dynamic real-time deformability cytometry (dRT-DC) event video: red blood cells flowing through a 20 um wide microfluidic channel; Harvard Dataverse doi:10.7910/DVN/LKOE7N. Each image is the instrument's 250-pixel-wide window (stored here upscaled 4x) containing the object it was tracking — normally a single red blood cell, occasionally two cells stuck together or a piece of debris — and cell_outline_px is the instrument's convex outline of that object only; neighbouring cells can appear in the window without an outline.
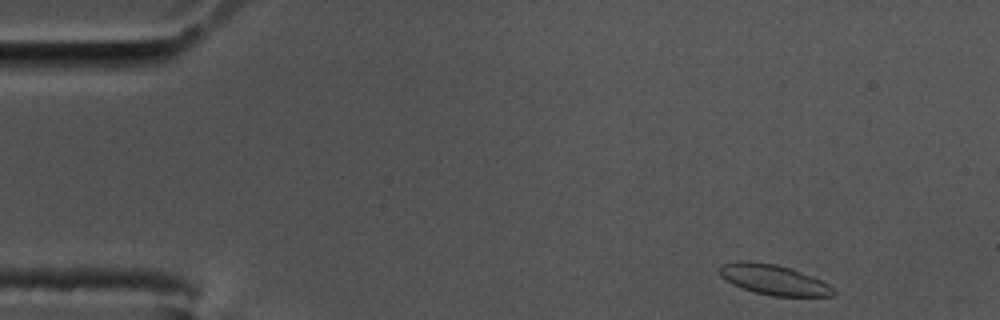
{"species": "common noctule bat (a hibernating species)", "species_latin": "Nyctalus noctula", "temperature_condition": "cold", "stored_images_in_passage": 53, "camera_frame_rate_fps": 3000, "um_per_image_px": 0.085, "animal": {"sex": "male", "body_mass_g": 17.5, "forearm_length_mm": 52.3}, "frame": {"image": 1, "passage_image": 1, "time_ms": 0.0, "image_size_px": [1000, 320], "cell_outline_px": [[836, 292], [832, 296], [772, 296], [756, 292], [732, 284], [720, 276], [720, 264], [736, 260], [748, 260], [776, 264], [792, 268], [812, 276], [836, 288]], "centroid_in_image_um": [65.76, 23.75], "position_along_channel_um": 19.2, "area_um2": 20.23}}
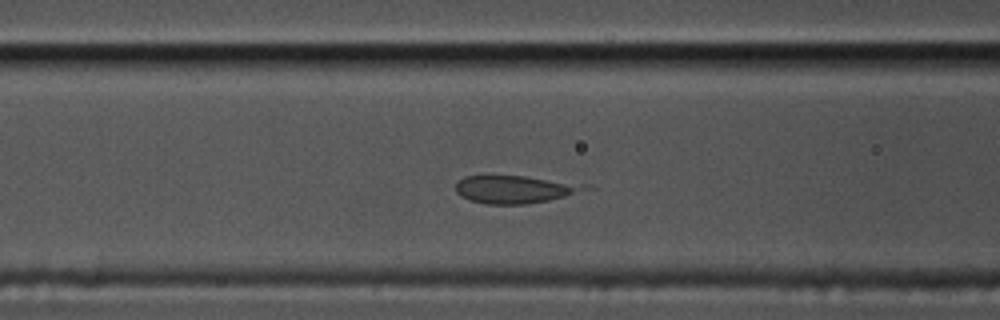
{"frame": {"image": 2, "passage_image": 18, "time_ms": 5.667, "image_size_px": [1000, 320], "cell_outline_px": [[596, 188], [548, 200], [524, 204], [484, 204], [468, 200], [460, 196], [456, 192], [456, 180], [464, 176], [524, 176], [588, 184]], "centroid_in_image_um": [43.77, 16.09], "position_along_channel_um": 122.8, "area_um2": 21.1}}
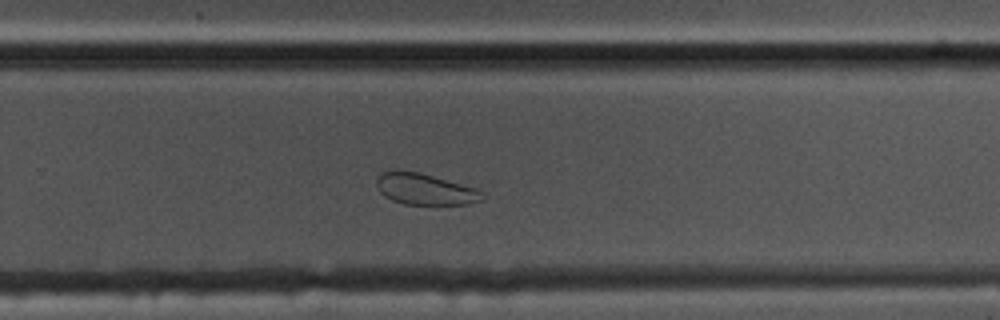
{"frame": {"image": 3, "passage_image": 33, "time_ms": 10.667, "image_size_px": [1000, 320], "cell_outline_px": [[488, 196], [480, 200], [468, 204], [404, 204], [392, 200], [384, 196], [380, 192], [376, 184], [376, 176], [380, 172], [392, 168], [396, 168], [420, 172], [480, 188]], "centroid_in_image_um": [36.12, 16.03], "position_along_channel_um": 293.7, "area_um2": 20.06}}